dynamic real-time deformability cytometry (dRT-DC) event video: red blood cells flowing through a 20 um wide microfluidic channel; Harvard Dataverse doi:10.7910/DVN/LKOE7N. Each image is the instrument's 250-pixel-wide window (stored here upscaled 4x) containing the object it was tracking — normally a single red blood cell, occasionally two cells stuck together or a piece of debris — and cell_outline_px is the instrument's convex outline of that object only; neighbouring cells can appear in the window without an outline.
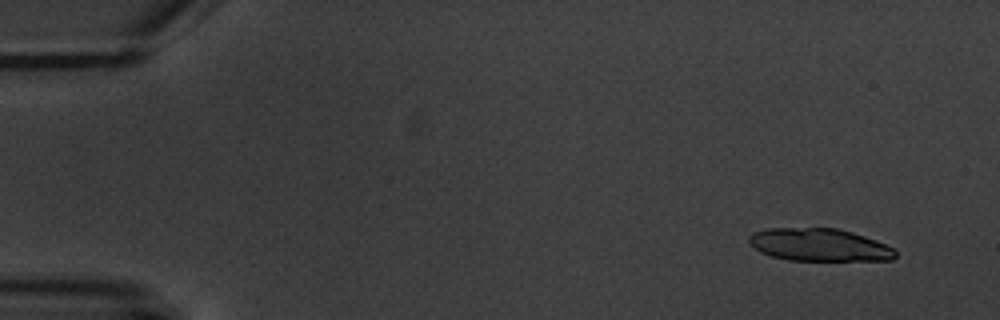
{"species": "common noctule bat (a hibernating species)", "species_latin": "Nyctalus noctula", "temperature_condition": "warm", "stored_images_in_passage": 4, "camera_frame_rate_fps": 3000, "um_per_image_px": 0.085, "animal": {"sex": "male", "body_mass_g": 20.1, "forearm_length_mm": 53.5}, "frame": {"image": 1, "passage_image": 1, "time_ms": 0.0, "image_size_px": [1000, 320], "cell_outline_px": [[896, 256], [892, 260], [788, 260], [772, 256], [760, 252], [748, 244], [748, 236], [752, 232], [768, 228], [836, 228], [852, 232], [876, 240], [896, 248]], "centroid_in_image_um": [69.62, 20.81], "position_along_channel_um": 15.4, "area_um2": 28.03}}